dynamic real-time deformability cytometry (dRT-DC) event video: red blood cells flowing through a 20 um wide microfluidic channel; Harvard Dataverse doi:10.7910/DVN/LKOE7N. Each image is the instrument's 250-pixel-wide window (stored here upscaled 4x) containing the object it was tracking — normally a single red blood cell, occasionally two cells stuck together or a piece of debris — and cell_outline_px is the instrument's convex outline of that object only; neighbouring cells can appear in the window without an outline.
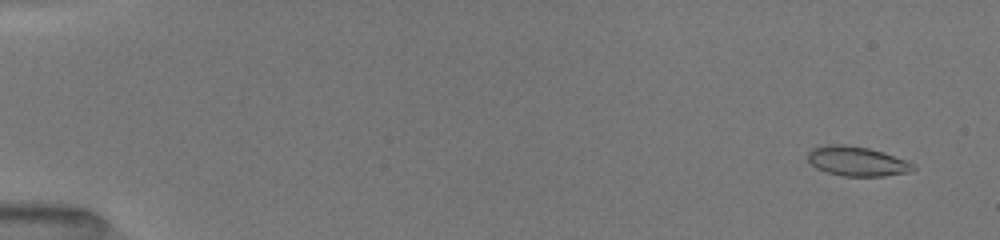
{"species": "common noctule bat (a hibernating species)", "species_latin": "Nyctalus noctula", "temperature_condition": "room temperature", "stored_images_in_passage": 53, "camera_frame_rate_fps": 3000, "um_per_image_px": 0.085, "animal": {"sex": "female", "body_mass_g": 19.5, "forearm_length_mm": 54.1}, "frame": {"image": 1, "passage_image": 3, "time_ms": 0.667, "image_size_px": [1000, 240], "cell_outline_px": [[916, 168], [908, 172], [884, 176], [844, 176], [828, 172], [816, 168], [808, 160], [808, 152], [812, 148], [824, 144], [844, 144], [868, 148], [908, 160], [916, 164]], "centroid_in_image_um": [72.85, 13.7], "position_along_channel_um": 12.1, "area_um2": 18.21}}
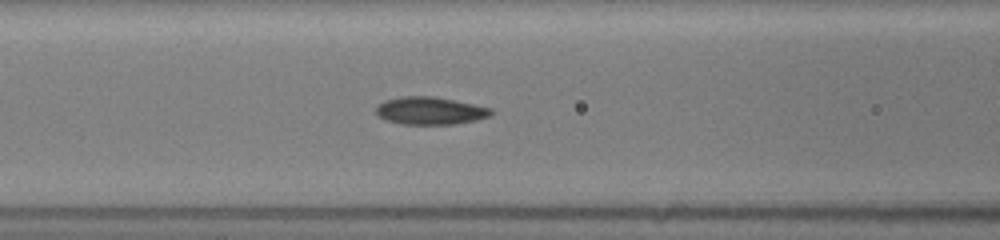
{"frame": {"image": 2, "passage_image": 23, "time_ms": 7.333, "image_size_px": [1000, 240], "cell_outline_px": [[492, 116], [476, 120], [452, 124], [400, 124], [384, 120], [376, 116], [376, 104], [384, 100], [400, 96], [436, 96], [492, 108]], "centroid_in_image_um": [36.51, 9.41], "position_along_channel_um": 130.1, "area_um2": 18.84}}
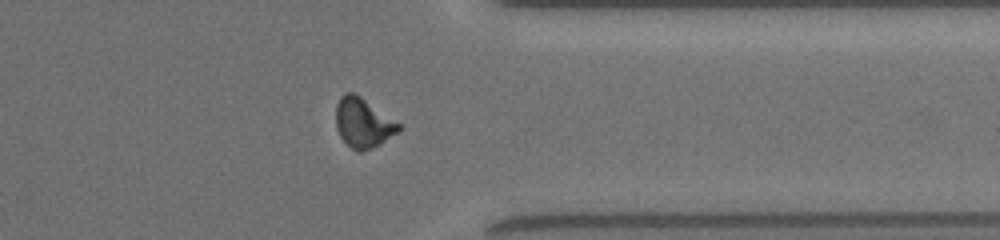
{"frame": {"image": 3, "passage_image": 42, "time_ms": 13.667, "image_size_px": [1000, 240], "cell_outline_px": [[404, 128], [400, 132], [380, 144], [372, 148], [360, 152], [356, 152], [340, 136], [336, 128], [336, 104], [340, 96], [344, 92], [356, 92], [400, 124]], "centroid_in_image_um": [30.88, 10.43], "position_along_channel_um": 380.5, "area_um2": 18.44}, "authors_computed_cell_mechanics": {"area_um2": 18.207, "velocity_mm_per_s": 4.0152, "shape_relaxation_time_tau1_ms": 4.7966, "shape_relaxation_time_tau2_ms": 2.2312, "deformation_change_tau1": 0.1327, "deformation_change_tau2": 0.0703}}